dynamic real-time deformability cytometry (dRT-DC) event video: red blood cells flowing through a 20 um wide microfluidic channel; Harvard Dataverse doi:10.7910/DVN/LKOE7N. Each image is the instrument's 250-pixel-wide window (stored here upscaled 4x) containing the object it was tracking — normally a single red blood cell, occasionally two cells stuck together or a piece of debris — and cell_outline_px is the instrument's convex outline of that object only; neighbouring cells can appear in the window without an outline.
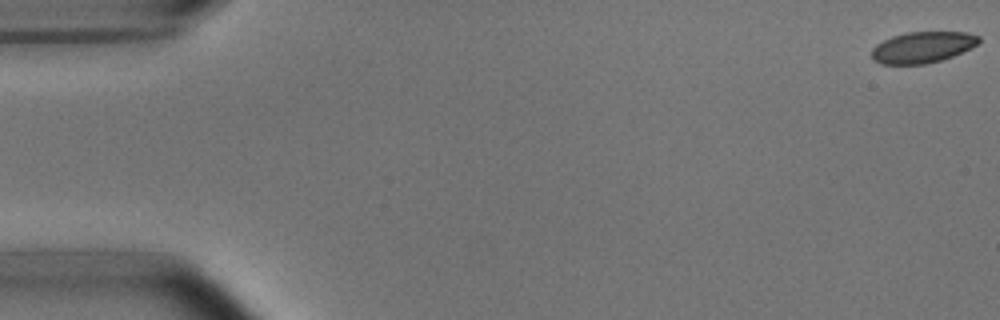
{"species": "common noctule bat (a hibernating species)", "species_latin": "Nyctalus noctula", "temperature_condition": "room temperature", "stored_images_in_passage": 53, "camera_frame_rate_fps": 3000, "um_per_image_px": 0.085, "animal": {"sex": "male", "body_mass_g": 15.6}, "frame": {"image": 1, "passage_image": 1, "time_ms": 0.0, "image_size_px": [1000, 320], "cell_outline_px": [[980, 40], [976, 44], [952, 56], [940, 60], [924, 64], [880, 64], [872, 60], [872, 48], [876, 44], [892, 36], [908, 32], [968, 32], [980, 36]], "centroid_in_image_um": [78.37, 4.01], "position_along_channel_um": 6.6, "area_um2": 19.31}}
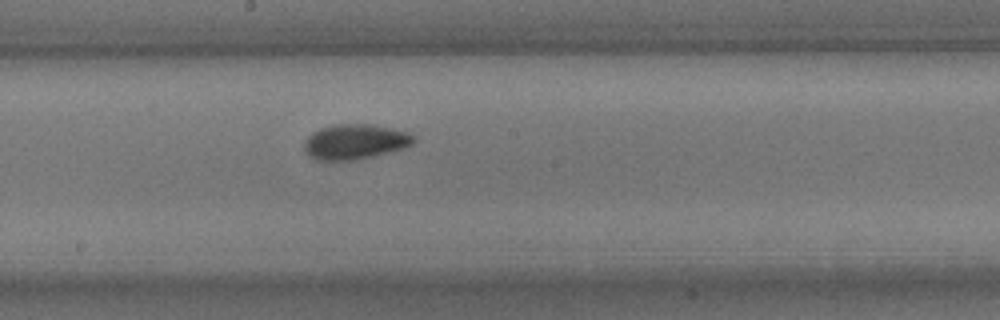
{"frame": {"image": 2, "passage_image": 29, "time_ms": 9.333, "image_size_px": [1000, 320], "cell_outline_px": [[416, 140], [412, 144], [404, 148], [376, 156], [352, 160], [316, 160], [308, 156], [304, 148], [304, 140], [312, 132], [320, 128], [332, 124], [372, 124], [408, 132], [416, 136]], "centroid_in_image_um": [30.17, 12.04], "position_along_channel_um": 218.0, "area_um2": 22.66}}
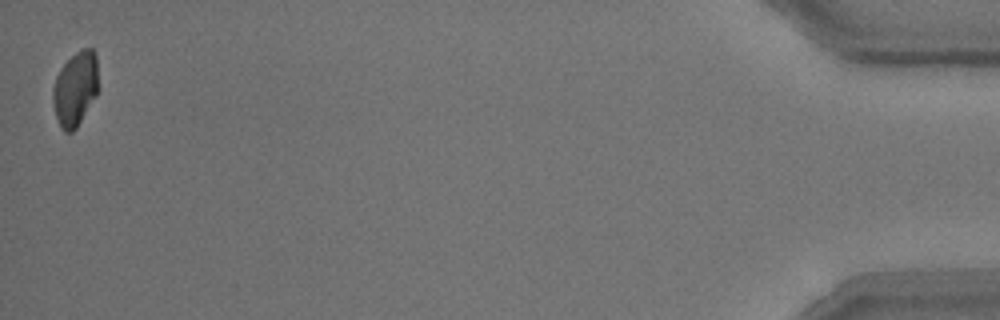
{"frame": {"image": 3, "passage_image": 53, "time_ms": 17.333, "image_size_px": [1000, 320], "cell_outline_px": [[96, 96], [76, 128], [72, 132], [64, 132], [60, 128], [56, 116], [52, 100], [52, 88], [56, 76], [60, 68], [76, 52], [84, 48], [92, 48], [96, 56]], "centroid_in_image_um": [6.36, 7.57], "position_along_channel_um": 428.8, "area_um2": 19.42}, "authors_computed_cell_mechanics": {"area_um2": 21.1548, "velocity_mm_per_s": 3.764, "shape_relaxation_time_tau1_ms": 2.4491, "shape_relaxation_time_tau2_ms": 1.0727, "deformation_change_tau1": 0.1053, "deformation_change_tau2": 0.0452}}